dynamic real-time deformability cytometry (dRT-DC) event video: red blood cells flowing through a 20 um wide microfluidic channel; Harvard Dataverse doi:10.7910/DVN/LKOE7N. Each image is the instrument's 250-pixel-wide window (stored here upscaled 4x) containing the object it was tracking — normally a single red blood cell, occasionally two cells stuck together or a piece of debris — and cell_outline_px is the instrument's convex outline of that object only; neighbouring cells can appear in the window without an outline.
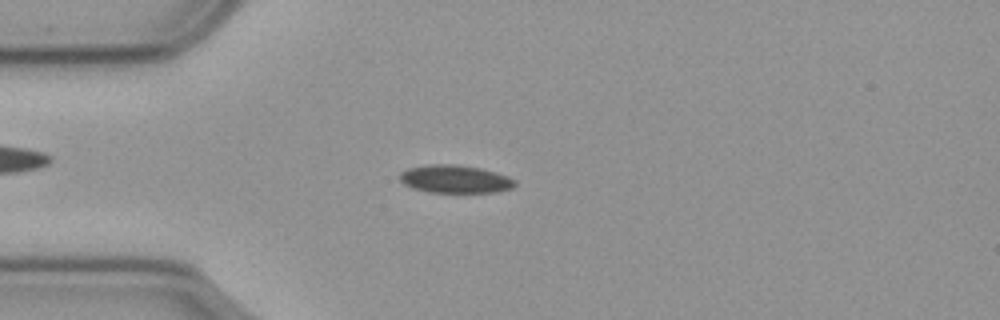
{"species": "common noctule bat (a hibernating species)", "species_latin": "Nyctalus noctula", "temperature_condition": "cold", "stored_images_in_passage": 52, "camera_frame_rate_fps": 3000, "um_per_image_px": 0.085, "animal": {"sex": "male", "body_mass_g": 23.1, "forearm_length_mm": 52.7}, "frame": {"image": 1, "passage_image": 10, "time_ms": 3.0, "image_size_px": [1000, 320], "cell_outline_px": [[516, 184], [512, 188], [496, 192], [428, 192], [412, 188], [404, 184], [400, 180], [400, 172], [408, 168], [432, 164], [456, 164], [480, 168], [496, 172], [508, 176], [516, 180]], "centroid_in_image_um": [38.69, 15.22], "position_along_channel_um": 46.3, "area_um2": 18.79}}
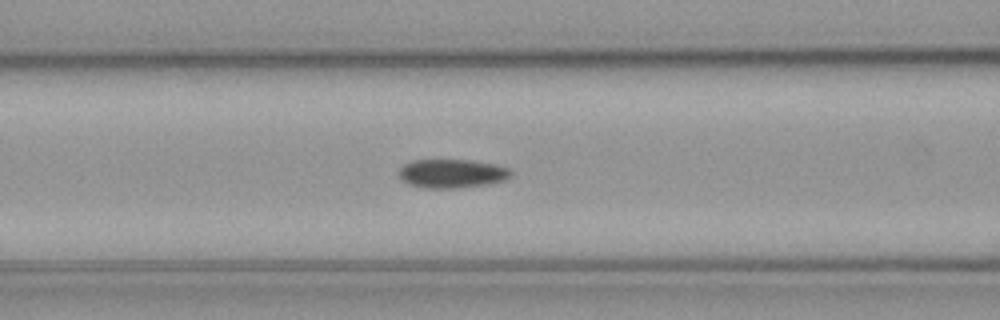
{"frame": {"image": 2, "passage_image": 18, "time_ms": 5.667, "image_size_px": [1000, 320], "cell_outline_px": [[512, 176], [504, 180], [484, 184], [456, 188], [424, 188], [408, 184], [400, 176], [400, 168], [404, 164], [412, 160], [472, 160], [496, 164], [508, 168], [512, 172]], "centroid_in_image_um": [38.43, 14.74], "position_along_channel_um": 128.2, "area_um2": 18.67}}
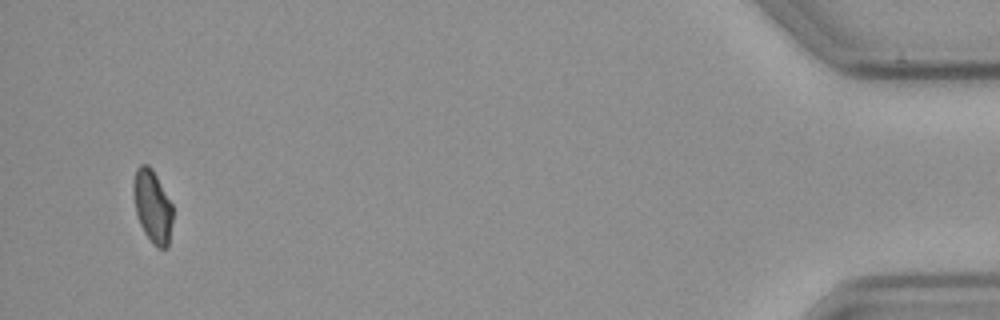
{"frame": {"image": 3, "passage_image": 50, "time_ms": 16.333, "image_size_px": [1000, 320], "cell_outline_px": [[172, 220], [168, 248], [156, 248], [152, 244], [144, 232], [140, 224], [136, 212], [132, 192], [132, 184], [136, 168], [140, 164], [148, 164], [152, 168], [172, 204]], "centroid_in_image_um": [12.94, 17.53], "position_along_channel_um": 422.3, "area_um2": 16.82}}